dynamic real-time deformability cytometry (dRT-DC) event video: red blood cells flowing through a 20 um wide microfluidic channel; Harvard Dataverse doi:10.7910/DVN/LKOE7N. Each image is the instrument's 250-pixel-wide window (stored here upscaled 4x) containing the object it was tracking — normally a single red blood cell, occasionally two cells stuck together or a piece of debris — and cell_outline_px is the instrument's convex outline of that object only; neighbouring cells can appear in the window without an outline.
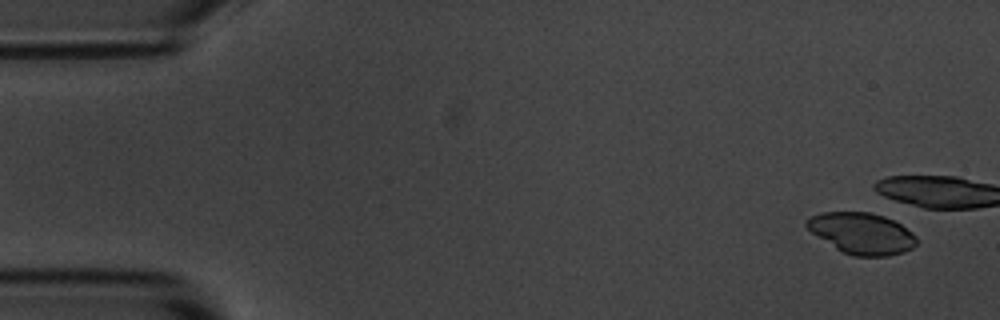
{"species": "common noctule bat (a hibernating species)", "species_latin": "Nyctalus noctula", "temperature_condition": "room temperature", "stored_images_in_passage": 5, "camera_frame_rate_fps": 3000, "um_per_image_px": 0.085, "animal": {"sex": "male", "body_mass_g": 20.1, "forearm_length_mm": 53.5}, "frame": {"image": 1, "passage_image": 1, "time_ms": 0.0, "image_size_px": [1000, 320], "cell_outline_px": [[916, 244], [912, 248], [904, 252], [888, 256], [852, 256], [836, 248], [812, 232], [804, 224], [804, 220], [820, 212], [872, 212], [884, 216], [900, 224], [912, 232], [916, 236]], "centroid_in_image_um": [73.25, 19.83], "position_along_channel_um": 11.7, "area_um2": 26.3}}